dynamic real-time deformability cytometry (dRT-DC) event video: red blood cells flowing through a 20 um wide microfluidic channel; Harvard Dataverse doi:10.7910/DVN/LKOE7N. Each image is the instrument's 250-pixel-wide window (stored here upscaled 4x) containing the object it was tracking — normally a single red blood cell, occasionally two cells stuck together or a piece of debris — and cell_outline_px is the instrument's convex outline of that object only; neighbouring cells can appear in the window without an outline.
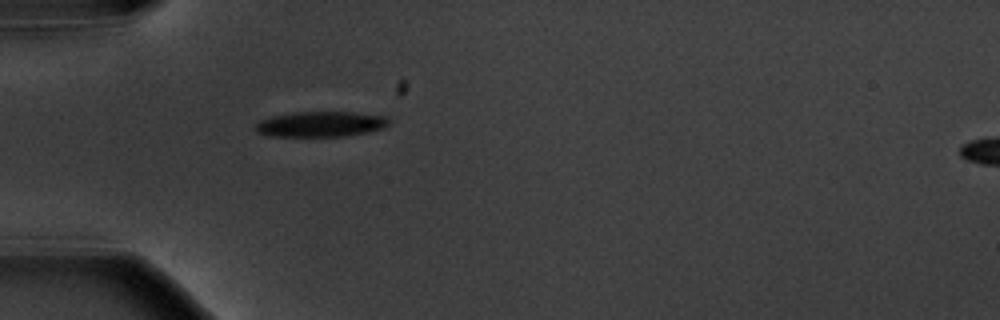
{"species": "common noctule bat (a hibernating species)", "species_latin": "Nyctalus noctula", "temperature_condition": "warm", "stored_images_in_passage": 2, "segment_of_instrument_passage": [1, 2], "camera_frame_rate_fps": 3000, "um_per_image_px": 0.085, "animal": {"sex": "male", "body_mass_g": 20.1, "forearm_length_mm": 53.5}, "frame": {"image": 1, "passage_image": 1, "time_ms": 0.0, "image_size_px": [1000, 320], "cell_outline_px": [[388, 124], [380, 128], [364, 132], [344, 136], [268, 136], [256, 132], [256, 124], [260, 120], [272, 116], [296, 112], [352, 112], [388, 116]], "centroid_in_image_um": [27.21, 10.54], "position_along_channel_um": 57.8, "area_um2": 19.48}}